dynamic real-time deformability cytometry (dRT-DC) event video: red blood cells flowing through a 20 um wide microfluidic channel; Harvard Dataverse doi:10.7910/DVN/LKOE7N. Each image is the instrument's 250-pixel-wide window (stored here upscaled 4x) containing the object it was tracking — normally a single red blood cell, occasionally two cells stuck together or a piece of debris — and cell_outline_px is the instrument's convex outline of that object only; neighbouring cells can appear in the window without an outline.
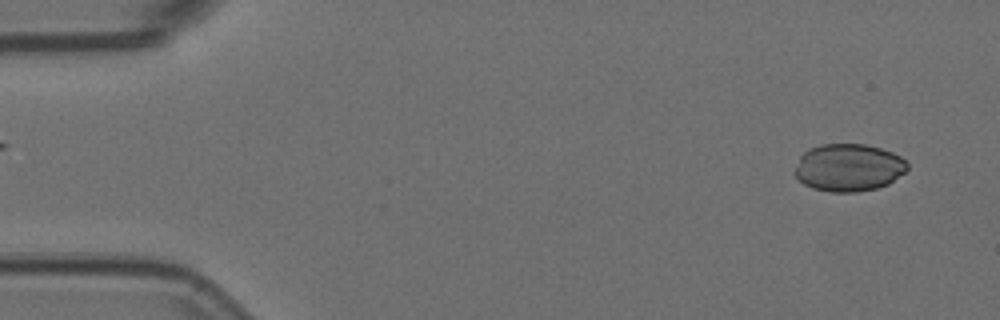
{"species": "Egyptian fruit bat (a non-hibernating species)", "species_latin": "Rousettus aegyptiacus", "temperature_condition": "room temperature", "stored_images_in_passage": 7, "camera_frame_rate_fps": 3000, "um_per_image_px": 0.085, "animal": {"sex": "female"}, "frame": {"image": 1, "passage_image": 1, "time_ms": 0.0, "image_size_px": [1000, 320], "cell_outline_px": [[908, 168], [904, 172], [888, 184], [876, 188], [856, 192], [832, 192], [812, 188], [804, 184], [792, 172], [800, 156], [808, 148], [820, 144], [864, 144], [880, 148], [892, 152], [900, 156], [908, 164]], "centroid_in_image_um": [72.09, 14.24], "position_along_channel_um": 12.9, "area_um2": 31.27}}
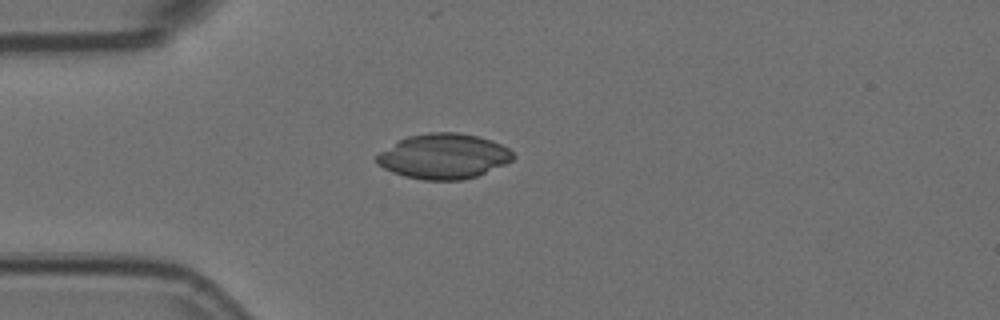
{"frame": {"image": 2, "passage_image": 4, "time_ms": 1.0, "image_size_px": [1000, 320], "cell_outline_px": [[516, 156], [512, 160], [504, 164], [476, 176], [464, 180], [424, 180], [404, 176], [392, 172], [376, 164], [376, 156], [380, 152], [400, 140], [408, 136], [428, 132], [460, 132], [492, 140], [508, 148]], "centroid_in_image_um": [37.7, 13.28], "position_along_channel_um": 47.3, "area_um2": 35.72}}
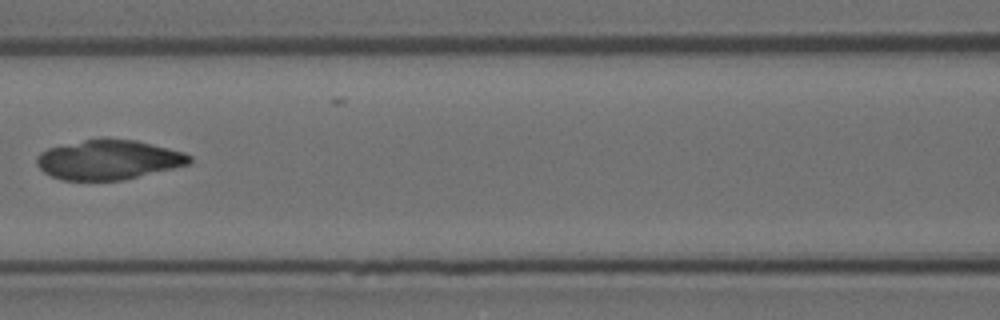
{"frame": {"image": 3, "passage_image": 7, "time_ms": 2.0, "image_size_px": [1000, 320], "cell_outline_px": [[192, 160], [188, 164], [124, 180], [64, 180], [52, 176], [44, 172], [36, 164], [36, 156], [40, 152], [48, 148], [84, 140], [104, 136], [136, 140], [184, 152], [192, 156]], "centroid_in_image_um": [9.21, 13.55], "position_along_channel_um": 157.4, "area_um2": 35.49}}